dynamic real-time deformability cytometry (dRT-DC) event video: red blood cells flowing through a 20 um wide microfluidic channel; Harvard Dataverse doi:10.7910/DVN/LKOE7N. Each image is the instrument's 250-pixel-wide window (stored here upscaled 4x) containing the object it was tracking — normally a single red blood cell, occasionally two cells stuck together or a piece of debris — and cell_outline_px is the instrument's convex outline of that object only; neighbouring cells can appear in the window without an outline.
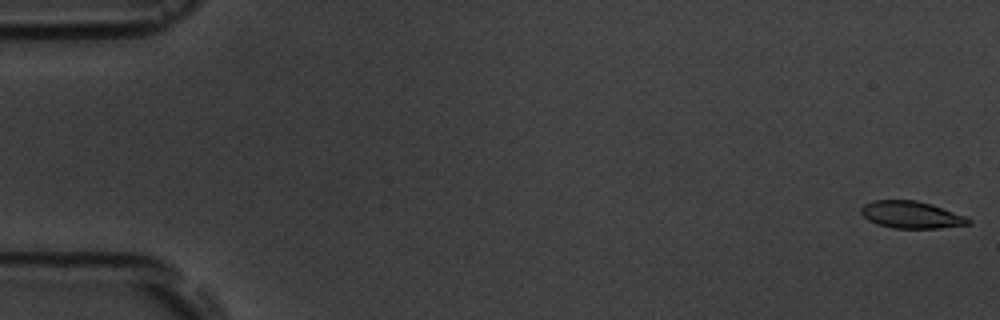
{"species": "common noctule bat (a hibernating species)", "species_latin": "Nyctalus noctula", "temperature_condition": "room temperature", "stored_images_in_passage": 7, "camera_frame_rate_fps": 3000, "um_per_image_px": 0.085, "animal": {"sex": "male", "body_mass_g": 19.5, "forearm_length_mm": 54.6}, "frame": {"image": 1, "passage_image": 1, "time_ms": 0.0, "image_size_px": [1000, 320], "cell_outline_px": [[972, 224], [940, 228], [896, 228], [880, 224], [868, 220], [860, 212], [860, 208], [864, 204], [872, 200], [916, 200], [932, 204], [968, 216], [972, 220]], "centroid_in_image_um": [77.52, 18.24], "position_along_channel_um": 7.5, "area_um2": 17.11}}
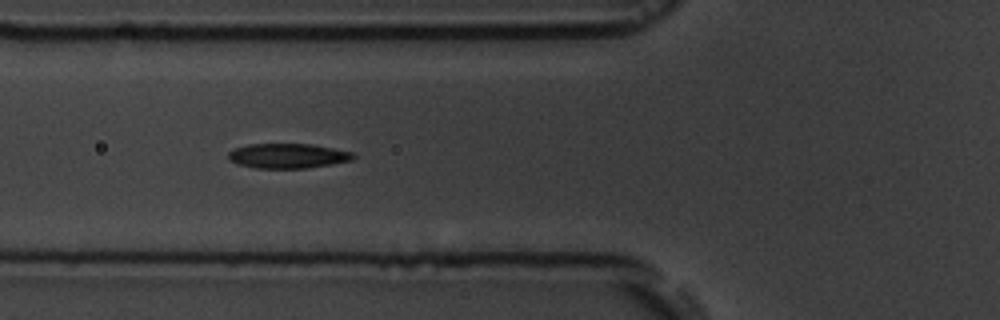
{"frame": {"image": 2, "passage_image": 6, "time_ms": 6.667, "image_size_px": [1000, 320], "cell_outline_px": [[356, 156], [352, 160], [332, 164], [304, 168], [256, 168], [236, 164], [228, 160], [228, 152], [232, 148], [248, 144], [312, 144], [352, 152]], "centroid_in_image_um": [24.41, 13.24], "position_along_channel_um": 101.4, "area_um2": 18.15}}
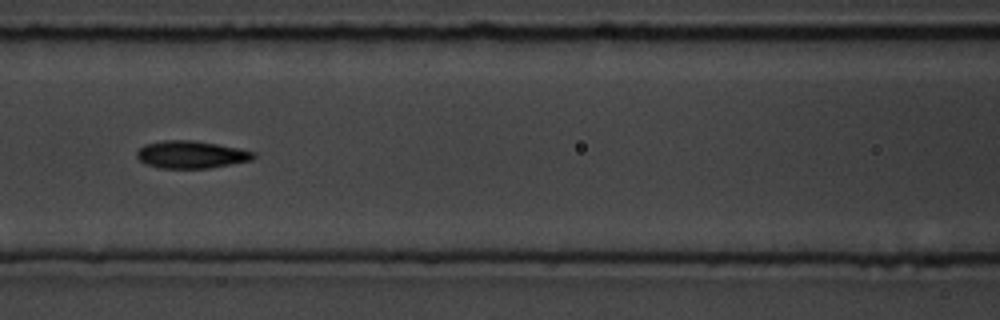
{"frame": {"image": 3, "passage_image": 7, "time_ms": 8.0, "image_size_px": [1000, 320], "cell_outline_px": [[256, 156], [252, 160], [208, 168], [160, 168], [144, 164], [136, 156], [136, 152], [144, 144], [164, 140], [192, 140], [240, 148], [256, 152]], "centroid_in_image_um": [16.24, 13.13], "position_along_channel_um": 150.4, "area_um2": 18.73}}